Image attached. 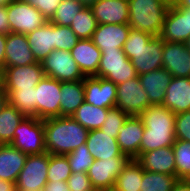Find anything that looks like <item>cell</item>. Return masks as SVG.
Instances as JSON below:
<instances>
[{
  "mask_svg": "<svg viewBox=\"0 0 190 191\" xmlns=\"http://www.w3.org/2000/svg\"><path fill=\"white\" fill-rule=\"evenodd\" d=\"M72 173H87L89 167L94 161L92 154L89 152L86 143L80 145L71 153L67 154Z\"/></svg>",
  "mask_w": 190,
  "mask_h": 191,
  "instance_id": "38",
  "label": "cell"
},
{
  "mask_svg": "<svg viewBox=\"0 0 190 191\" xmlns=\"http://www.w3.org/2000/svg\"><path fill=\"white\" fill-rule=\"evenodd\" d=\"M84 6L78 0H63L49 20L52 24L70 27L76 15Z\"/></svg>",
  "mask_w": 190,
  "mask_h": 191,
  "instance_id": "36",
  "label": "cell"
},
{
  "mask_svg": "<svg viewBox=\"0 0 190 191\" xmlns=\"http://www.w3.org/2000/svg\"><path fill=\"white\" fill-rule=\"evenodd\" d=\"M3 89V69L0 67V90Z\"/></svg>",
  "mask_w": 190,
  "mask_h": 191,
  "instance_id": "53",
  "label": "cell"
},
{
  "mask_svg": "<svg viewBox=\"0 0 190 191\" xmlns=\"http://www.w3.org/2000/svg\"><path fill=\"white\" fill-rule=\"evenodd\" d=\"M15 187V183L0 179V191H12Z\"/></svg>",
  "mask_w": 190,
  "mask_h": 191,
  "instance_id": "48",
  "label": "cell"
},
{
  "mask_svg": "<svg viewBox=\"0 0 190 191\" xmlns=\"http://www.w3.org/2000/svg\"><path fill=\"white\" fill-rule=\"evenodd\" d=\"M131 29L160 36L169 5L168 0H128Z\"/></svg>",
  "mask_w": 190,
  "mask_h": 191,
  "instance_id": "4",
  "label": "cell"
},
{
  "mask_svg": "<svg viewBox=\"0 0 190 191\" xmlns=\"http://www.w3.org/2000/svg\"><path fill=\"white\" fill-rule=\"evenodd\" d=\"M8 103V96L4 92V90H0V112L3 110V108L6 106Z\"/></svg>",
  "mask_w": 190,
  "mask_h": 191,
  "instance_id": "49",
  "label": "cell"
},
{
  "mask_svg": "<svg viewBox=\"0 0 190 191\" xmlns=\"http://www.w3.org/2000/svg\"><path fill=\"white\" fill-rule=\"evenodd\" d=\"M41 64L45 76L60 82L80 81L85 78L70 51L54 49Z\"/></svg>",
  "mask_w": 190,
  "mask_h": 191,
  "instance_id": "8",
  "label": "cell"
},
{
  "mask_svg": "<svg viewBox=\"0 0 190 191\" xmlns=\"http://www.w3.org/2000/svg\"><path fill=\"white\" fill-rule=\"evenodd\" d=\"M10 145L27 155L45 153L43 120L36 117H24L15 129L14 139Z\"/></svg>",
  "mask_w": 190,
  "mask_h": 191,
  "instance_id": "5",
  "label": "cell"
},
{
  "mask_svg": "<svg viewBox=\"0 0 190 191\" xmlns=\"http://www.w3.org/2000/svg\"><path fill=\"white\" fill-rule=\"evenodd\" d=\"M86 145L94 159H112L113 157H127L117 143L116 138L104 133L101 129L90 130L87 135Z\"/></svg>",
  "mask_w": 190,
  "mask_h": 191,
  "instance_id": "25",
  "label": "cell"
},
{
  "mask_svg": "<svg viewBox=\"0 0 190 191\" xmlns=\"http://www.w3.org/2000/svg\"><path fill=\"white\" fill-rule=\"evenodd\" d=\"M46 152L67 155L86 143L88 130L72 117L43 119Z\"/></svg>",
  "mask_w": 190,
  "mask_h": 191,
  "instance_id": "1",
  "label": "cell"
},
{
  "mask_svg": "<svg viewBox=\"0 0 190 191\" xmlns=\"http://www.w3.org/2000/svg\"><path fill=\"white\" fill-rule=\"evenodd\" d=\"M130 29L128 24H98L91 40L101 52L123 50Z\"/></svg>",
  "mask_w": 190,
  "mask_h": 191,
  "instance_id": "18",
  "label": "cell"
},
{
  "mask_svg": "<svg viewBox=\"0 0 190 191\" xmlns=\"http://www.w3.org/2000/svg\"><path fill=\"white\" fill-rule=\"evenodd\" d=\"M144 133V123L139 116H129L119 129L116 138L121 152L129 159L140 156V144Z\"/></svg>",
  "mask_w": 190,
  "mask_h": 191,
  "instance_id": "17",
  "label": "cell"
},
{
  "mask_svg": "<svg viewBox=\"0 0 190 191\" xmlns=\"http://www.w3.org/2000/svg\"><path fill=\"white\" fill-rule=\"evenodd\" d=\"M85 102L99 108H113L116 106L117 85L102 77H85Z\"/></svg>",
  "mask_w": 190,
  "mask_h": 191,
  "instance_id": "15",
  "label": "cell"
},
{
  "mask_svg": "<svg viewBox=\"0 0 190 191\" xmlns=\"http://www.w3.org/2000/svg\"><path fill=\"white\" fill-rule=\"evenodd\" d=\"M48 182H66L72 174L66 155L49 154Z\"/></svg>",
  "mask_w": 190,
  "mask_h": 191,
  "instance_id": "37",
  "label": "cell"
},
{
  "mask_svg": "<svg viewBox=\"0 0 190 191\" xmlns=\"http://www.w3.org/2000/svg\"><path fill=\"white\" fill-rule=\"evenodd\" d=\"M185 45H186V46L189 48V50H190V36H189V38L186 40Z\"/></svg>",
  "mask_w": 190,
  "mask_h": 191,
  "instance_id": "54",
  "label": "cell"
},
{
  "mask_svg": "<svg viewBox=\"0 0 190 191\" xmlns=\"http://www.w3.org/2000/svg\"><path fill=\"white\" fill-rule=\"evenodd\" d=\"M171 191H190V183L186 179H178Z\"/></svg>",
  "mask_w": 190,
  "mask_h": 191,
  "instance_id": "47",
  "label": "cell"
},
{
  "mask_svg": "<svg viewBox=\"0 0 190 191\" xmlns=\"http://www.w3.org/2000/svg\"><path fill=\"white\" fill-rule=\"evenodd\" d=\"M108 110L109 108H99L84 101L71 117L90 131L101 128Z\"/></svg>",
  "mask_w": 190,
  "mask_h": 191,
  "instance_id": "30",
  "label": "cell"
},
{
  "mask_svg": "<svg viewBox=\"0 0 190 191\" xmlns=\"http://www.w3.org/2000/svg\"><path fill=\"white\" fill-rule=\"evenodd\" d=\"M35 7L49 21L63 0H21Z\"/></svg>",
  "mask_w": 190,
  "mask_h": 191,
  "instance_id": "43",
  "label": "cell"
},
{
  "mask_svg": "<svg viewBox=\"0 0 190 191\" xmlns=\"http://www.w3.org/2000/svg\"><path fill=\"white\" fill-rule=\"evenodd\" d=\"M177 180L175 175L155 173L143 169L140 191H171Z\"/></svg>",
  "mask_w": 190,
  "mask_h": 191,
  "instance_id": "34",
  "label": "cell"
},
{
  "mask_svg": "<svg viewBox=\"0 0 190 191\" xmlns=\"http://www.w3.org/2000/svg\"><path fill=\"white\" fill-rule=\"evenodd\" d=\"M162 105L175 115L190 110V77H173Z\"/></svg>",
  "mask_w": 190,
  "mask_h": 191,
  "instance_id": "23",
  "label": "cell"
},
{
  "mask_svg": "<svg viewBox=\"0 0 190 191\" xmlns=\"http://www.w3.org/2000/svg\"><path fill=\"white\" fill-rule=\"evenodd\" d=\"M96 77H102L113 83L121 84L137 77L130 59L123 50L102 52Z\"/></svg>",
  "mask_w": 190,
  "mask_h": 191,
  "instance_id": "7",
  "label": "cell"
},
{
  "mask_svg": "<svg viewBox=\"0 0 190 191\" xmlns=\"http://www.w3.org/2000/svg\"><path fill=\"white\" fill-rule=\"evenodd\" d=\"M163 45L160 36L130 29L123 52L132 62L138 76L163 67Z\"/></svg>",
  "mask_w": 190,
  "mask_h": 191,
  "instance_id": "3",
  "label": "cell"
},
{
  "mask_svg": "<svg viewBox=\"0 0 190 191\" xmlns=\"http://www.w3.org/2000/svg\"><path fill=\"white\" fill-rule=\"evenodd\" d=\"M80 39L70 27L55 24V49L71 51Z\"/></svg>",
  "mask_w": 190,
  "mask_h": 191,
  "instance_id": "40",
  "label": "cell"
},
{
  "mask_svg": "<svg viewBox=\"0 0 190 191\" xmlns=\"http://www.w3.org/2000/svg\"><path fill=\"white\" fill-rule=\"evenodd\" d=\"M26 37L34 58L42 62L55 49V24L48 21Z\"/></svg>",
  "mask_w": 190,
  "mask_h": 191,
  "instance_id": "26",
  "label": "cell"
},
{
  "mask_svg": "<svg viewBox=\"0 0 190 191\" xmlns=\"http://www.w3.org/2000/svg\"><path fill=\"white\" fill-rule=\"evenodd\" d=\"M136 161L144 170L176 176L175 154L172 146L142 153Z\"/></svg>",
  "mask_w": 190,
  "mask_h": 191,
  "instance_id": "19",
  "label": "cell"
},
{
  "mask_svg": "<svg viewBox=\"0 0 190 191\" xmlns=\"http://www.w3.org/2000/svg\"><path fill=\"white\" fill-rule=\"evenodd\" d=\"M130 159L113 157L112 159H94L87 175L95 191H109L114 188L117 176Z\"/></svg>",
  "mask_w": 190,
  "mask_h": 191,
  "instance_id": "12",
  "label": "cell"
},
{
  "mask_svg": "<svg viewBox=\"0 0 190 191\" xmlns=\"http://www.w3.org/2000/svg\"><path fill=\"white\" fill-rule=\"evenodd\" d=\"M49 153L28 155L15 182L17 191H42L47 184Z\"/></svg>",
  "mask_w": 190,
  "mask_h": 191,
  "instance_id": "6",
  "label": "cell"
},
{
  "mask_svg": "<svg viewBox=\"0 0 190 191\" xmlns=\"http://www.w3.org/2000/svg\"><path fill=\"white\" fill-rule=\"evenodd\" d=\"M172 147L175 154L176 177L187 179L190 177V142L176 139Z\"/></svg>",
  "mask_w": 190,
  "mask_h": 191,
  "instance_id": "35",
  "label": "cell"
},
{
  "mask_svg": "<svg viewBox=\"0 0 190 191\" xmlns=\"http://www.w3.org/2000/svg\"><path fill=\"white\" fill-rule=\"evenodd\" d=\"M151 105H162L173 76L163 67L138 75Z\"/></svg>",
  "mask_w": 190,
  "mask_h": 191,
  "instance_id": "22",
  "label": "cell"
},
{
  "mask_svg": "<svg viewBox=\"0 0 190 191\" xmlns=\"http://www.w3.org/2000/svg\"><path fill=\"white\" fill-rule=\"evenodd\" d=\"M143 168L135 160L130 159L117 176L113 190L140 191Z\"/></svg>",
  "mask_w": 190,
  "mask_h": 191,
  "instance_id": "29",
  "label": "cell"
},
{
  "mask_svg": "<svg viewBox=\"0 0 190 191\" xmlns=\"http://www.w3.org/2000/svg\"><path fill=\"white\" fill-rule=\"evenodd\" d=\"M70 52L85 77L97 74L102 52L91 39L79 40Z\"/></svg>",
  "mask_w": 190,
  "mask_h": 191,
  "instance_id": "24",
  "label": "cell"
},
{
  "mask_svg": "<svg viewBox=\"0 0 190 191\" xmlns=\"http://www.w3.org/2000/svg\"><path fill=\"white\" fill-rule=\"evenodd\" d=\"M66 182L70 191H95L87 173H72Z\"/></svg>",
  "mask_w": 190,
  "mask_h": 191,
  "instance_id": "42",
  "label": "cell"
},
{
  "mask_svg": "<svg viewBox=\"0 0 190 191\" xmlns=\"http://www.w3.org/2000/svg\"><path fill=\"white\" fill-rule=\"evenodd\" d=\"M7 14L12 33L28 34L48 22L35 7L21 0L9 4Z\"/></svg>",
  "mask_w": 190,
  "mask_h": 191,
  "instance_id": "11",
  "label": "cell"
},
{
  "mask_svg": "<svg viewBox=\"0 0 190 191\" xmlns=\"http://www.w3.org/2000/svg\"><path fill=\"white\" fill-rule=\"evenodd\" d=\"M16 0H0V6L1 5H6L8 6L9 4H11L12 2H14Z\"/></svg>",
  "mask_w": 190,
  "mask_h": 191,
  "instance_id": "52",
  "label": "cell"
},
{
  "mask_svg": "<svg viewBox=\"0 0 190 191\" xmlns=\"http://www.w3.org/2000/svg\"><path fill=\"white\" fill-rule=\"evenodd\" d=\"M42 191H70L67 182L54 181L47 182Z\"/></svg>",
  "mask_w": 190,
  "mask_h": 191,
  "instance_id": "45",
  "label": "cell"
},
{
  "mask_svg": "<svg viewBox=\"0 0 190 191\" xmlns=\"http://www.w3.org/2000/svg\"><path fill=\"white\" fill-rule=\"evenodd\" d=\"M61 82L45 76L35 87L36 118L60 116Z\"/></svg>",
  "mask_w": 190,
  "mask_h": 191,
  "instance_id": "10",
  "label": "cell"
},
{
  "mask_svg": "<svg viewBox=\"0 0 190 191\" xmlns=\"http://www.w3.org/2000/svg\"><path fill=\"white\" fill-rule=\"evenodd\" d=\"M151 104L139 77L117 84L116 107L129 116H140Z\"/></svg>",
  "mask_w": 190,
  "mask_h": 191,
  "instance_id": "9",
  "label": "cell"
},
{
  "mask_svg": "<svg viewBox=\"0 0 190 191\" xmlns=\"http://www.w3.org/2000/svg\"><path fill=\"white\" fill-rule=\"evenodd\" d=\"M97 25L91 7H84L74 18L70 28L80 40H84L91 39Z\"/></svg>",
  "mask_w": 190,
  "mask_h": 191,
  "instance_id": "33",
  "label": "cell"
},
{
  "mask_svg": "<svg viewBox=\"0 0 190 191\" xmlns=\"http://www.w3.org/2000/svg\"><path fill=\"white\" fill-rule=\"evenodd\" d=\"M175 138L190 142V110L175 115Z\"/></svg>",
  "mask_w": 190,
  "mask_h": 191,
  "instance_id": "41",
  "label": "cell"
},
{
  "mask_svg": "<svg viewBox=\"0 0 190 191\" xmlns=\"http://www.w3.org/2000/svg\"><path fill=\"white\" fill-rule=\"evenodd\" d=\"M128 117V114L116 106L109 108L106 119L100 129L104 133L110 134L112 138H117L120 127L124 125Z\"/></svg>",
  "mask_w": 190,
  "mask_h": 191,
  "instance_id": "39",
  "label": "cell"
},
{
  "mask_svg": "<svg viewBox=\"0 0 190 191\" xmlns=\"http://www.w3.org/2000/svg\"><path fill=\"white\" fill-rule=\"evenodd\" d=\"M97 24H128V0H99L91 7Z\"/></svg>",
  "mask_w": 190,
  "mask_h": 191,
  "instance_id": "20",
  "label": "cell"
},
{
  "mask_svg": "<svg viewBox=\"0 0 190 191\" xmlns=\"http://www.w3.org/2000/svg\"><path fill=\"white\" fill-rule=\"evenodd\" d=\"M163 68L173 77H190V50L181 42H167L163 45Z\"/></svg>",
  "mask_w": 190,
  "mask_h": 191,
  "instance_id": "16",
  "label": "cell"
},
{
  "mask_svg": "<svg viewBox=\"0 0 190 191\" xmlns=\"http://www.w3.org/2000/svg\"><path fill=\"white\" fill-rule=\"evenodd\" d=\"M45 77L41 62L3 68V90L36 87Z\"/></svg>",
  "mask_w": 190,
  "mask_h": 191,
  "instance_id": "14",
  "label": "cell"
},
{
  "mask_svg": "<svg viewBox=\"0 0 190 191\" xmlns=\"http://www.w3.org/2000/svg\"><path fill=\"white\" fill-rule=\"evenodd\" d=\"M0 33L5 35L11 33L6 5L0 6Z\"/></svg>",
  "mask_w": 190,
  "mask_h": 191,
  "instance_id": "44",
  "label": "cell"
},
{
  "mask_svg": "<svg viewBox=\"0 0 190 191\" xmlns=\"http://www.w3.org/2000/svg\"><path fill=\"white\" fill-rule=\"evenodd\" d=\"M144 133L140 155L158 148L173 146L175 138V114L163 105H150L140 116Z\"/></svg>",
  "mask_w": 190,
  "mask_h": 191,
  "instance_id": "2",
  "label": "cell"
},
{
  "mask_svg": "<svg viewBox=\"0 0 190 191\" xmlns=\"http://www.w3.org/2000/svg\"><path fill=\"white\" fill-rule=\"evenodd\" d=\"M190 36V9L171 3L167 9L160 37L167 42L185 43Z\"/></svg>",
  "mask_w": 190,
  "mask_h": 191,
  "instance_id": "13",
  "label": "cell"
},
{
  "mask_svg": "<svg viewBox=\"0 0 190 191\" xmlns=\"http://www.w3.org/2000/svg\"><path fill=\"white\" fill-rule=\"evenodd\" d=\"M25 116L13 105L7 103L0 112V144H10L14 132Z\"/></svg>",
  "mask_w": 190,
  "mask_h": 191,
  "instance_id": "31",
  "label": "cell"
},
{
  "mask_svg": "<svg viewBox=\"0 0 190 191\" xmlns=\"http://www.w3.org/2000/svg\"><path fill=\"white\" fill-rule=\"evenodd\" d=\"M60 94V116L71 117L85 101L83 80L61 82Z\"/></svg>",
  "mask_w": 190,
  "mask_h": 191,
  "instance_id": "28",
  "label": "cell"
},
{
  "mask_svg": "<svg viewBox=\"0 0 190 191\" xmlns=\"http://www.w3.org/2000/svg\"><path fill=\"white\" fill-rule=\"evenodd\" d=\"M8 103L18 109L25 117H36L35 87L17 90H4Z\"/></svg>",
  "mask_w": 190,
  "mask_h": 191,
  "instance_id": "32",
  "label": "cell"
},
{
  "mask_svg": "<svg viewBox=\"0 0 190 191\" xmlns=\"http://www.w3.org/2000/svg\"><path fill=\"white\" fill-rule=\"evenodd\" d=\"M27 156L10 144H0V179L15 183Z\"/></svg>",
  "mask_w": 190,
  "mask_h": 191,
  "instance_id": "27",
  "label": "cell"
},
{
  "mask_svg": "<svg viewBox=\"0 0 190 191\" xmlns=\"http://www.w3.org/2000/svg\"><path fill=\"white\" fill-rule=\"evenodd\" d=\"M37 63L26 34L9 33L6 38L5 67L26 66Z\"/></svg>",
  "mask_w": 190,
  "mask_h": 191,
  "instance_id": "21",
  "label": "cell"
},
{
  "mask_svg": "<svg viewBox=\"0 0 190 191\" xmlns=\"http://www.w3.org/2000/svg\"><path fill=\"white\" fill-rule=\"evenodd\" d=\"M170 3L175 2L176 0H168Z\"/></svg>",
  "mask_w": 190,
  "mask_h": 191,
  "instance_id": "55",
  "label": "cell"
},
{
  "mask_svg": "<svg viewBox=\"0 0 190 191\" xmlns=\"http://www.w3.org/2000/svg\"><path fill=\"white\" fill-rule=\"evenodd\" d=\"M78 1H80L84 7H92L99 0H78Z\"/></svg>",
  "mask_w": 190,
  "mask_h": 191,
  "instance_id": "51",
  "label": "cell"
},
{
  "mask_svg": "<svg viewBox=\"0 0 190 191\" xmlns=\"http://www.w3.org/2000/svg\"><path fill=\"white\" fill-rule=\"evenodd\" d=\"M172 3L178 7H184L190 9V0H176L175 2Z\"/></svg>",
  "mask_w": 190,
  "mask_h": 191,
  "instance_id": "50",
  "label": "cell"
},
{
  "mask_svg": "<svg viewBox=\"0 0 190 191\" xmlns=\"http://www.w3.org/2000/svg\"><path fill=\"white\" fill-rule=\"evenodd\" d=\"M7 35L0 33V67L5 68V49Z\"/></svg>",
  "mask_w": 190,
  "mask_h": 191,
  "instance_id": "46",
  "label": "cell"
}]
</instances>
